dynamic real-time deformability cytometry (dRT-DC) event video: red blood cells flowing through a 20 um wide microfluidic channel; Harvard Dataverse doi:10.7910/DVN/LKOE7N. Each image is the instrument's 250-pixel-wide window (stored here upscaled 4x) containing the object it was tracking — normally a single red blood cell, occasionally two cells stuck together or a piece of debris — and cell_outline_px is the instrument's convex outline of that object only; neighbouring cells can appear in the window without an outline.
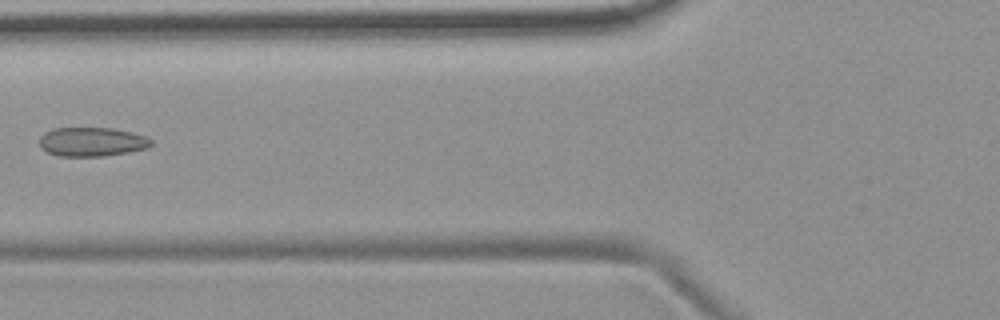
{"species": "common noctule bat (a hibernating species)", "species_latin": "Nyctalus noctula", "temperature_condition": "room temperature", "stored_images_in_passage": 6, "camera_frame_rate_fps": 3000, "um_per_image_px": 0.085, "animal": {"sex": "female", "body_mass_g": 19.9}, "frame": {"image": 1, "passage_image": 6, "time_ms": 6.0, "image_size_px": [1000, 320], "cell_outline_px": [[152, 144], [148, 148], [128, 152], [104, 156], [60, 156], [48, 152], [40, 148], [40, 136], [44, 132], [52, 128], [112, 128], [132, 132], [144, 136], [152, 140]], "centroid_in_image_um": [7.8, 12.05], "position_along_channel_um": 118.0, "area_um2": 18.96}}